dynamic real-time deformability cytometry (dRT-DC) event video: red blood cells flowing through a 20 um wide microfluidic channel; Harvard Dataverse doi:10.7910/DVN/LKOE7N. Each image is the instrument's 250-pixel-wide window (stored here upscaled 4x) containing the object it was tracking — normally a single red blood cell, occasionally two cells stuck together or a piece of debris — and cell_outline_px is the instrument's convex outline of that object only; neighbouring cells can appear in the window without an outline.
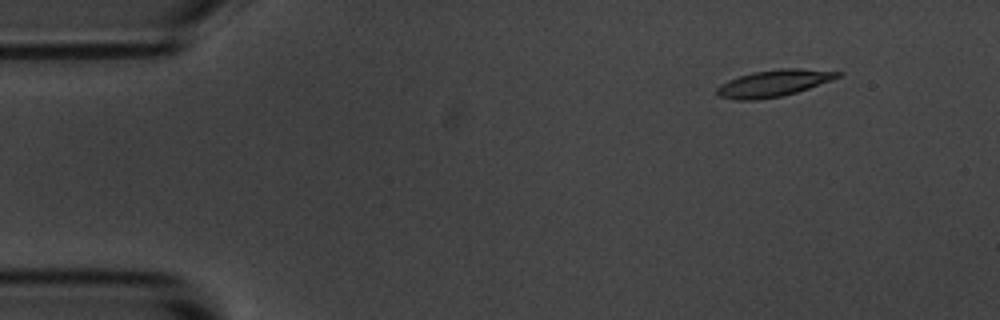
{"species": "common noctule bat (a hibernating species)", "species_latin": "Nyctalus noctula", "temperature_condition": "room temperature", "stored_images_in_passage": 5, "camera_frame_rate_fps": 3000, "um_per_image_px": 0.085, "animal": {"sex": "male", "body_mass_g": 20.1, "forearm_length_mm": 53.5}, "frame": {"image": 1, "passage_image": 2, "time_ms": 1.333, "image_size_px": [1000, 320], "cell_outline_px": [[844, 72], [840, 76], [832, 80], [796, 92], [780, 96], [756, 100], [736, 100], [720, 96], [716, 92], [716, 88], [720, 84], [728, 80], [752, 72], [780, 68], [796, 68]], "centroid_in_image_um": [65.75, 7.07], "position_along_channel_um": 19.3, "area_um2": 18.67}}
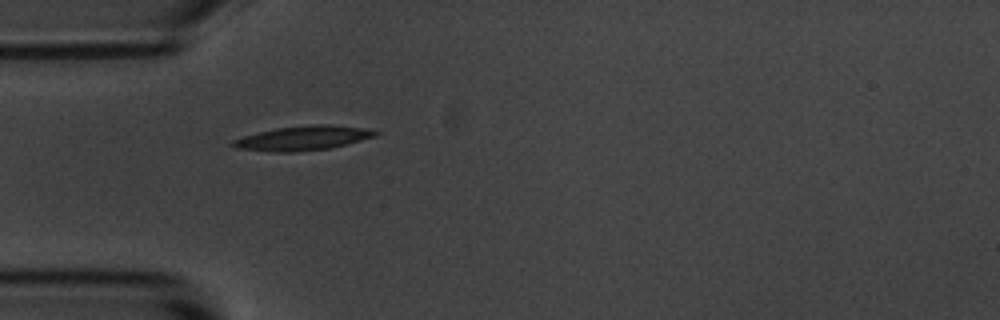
{"frame": {"image": 2, "passage_image": 5, "time_ms": 4.667, "image_size_px": [1000, 320], "cell_outline_px": [[380, 132], [376, 136], [328, 148], [296, 152], [268, 152], [236, 148], [228, 144], [232, 140], [244, 136], [276, 128], [324, 124], [328, 124], [364, 128]], "centroid_in_image_um": [25.69, 11.75], "position_along_channel_um": 59.3, "area_um2": 20.0}}